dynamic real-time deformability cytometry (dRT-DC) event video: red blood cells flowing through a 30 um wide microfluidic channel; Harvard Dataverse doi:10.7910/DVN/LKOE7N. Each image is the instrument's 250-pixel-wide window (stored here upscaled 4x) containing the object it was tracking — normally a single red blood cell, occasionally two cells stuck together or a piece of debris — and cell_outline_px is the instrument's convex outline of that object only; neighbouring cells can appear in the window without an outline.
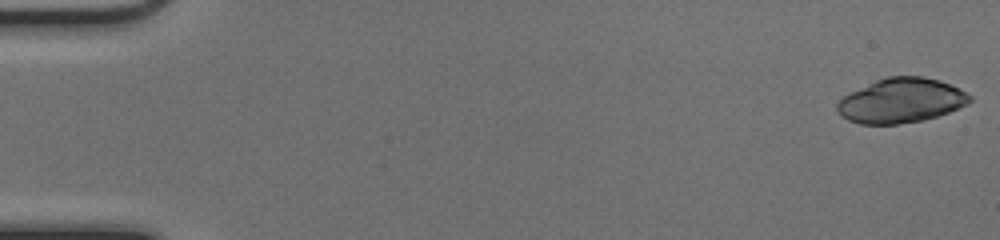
{"species": "common noctule bat (a hibernating species)", "species_latin": "Nyctalus noctula", "temperature_condition": "cold", "stored_images_in_passage": 50, "camera_frame_rate_fps": 3000, "um_per_image_px": 0.085, "animal": {"sex": "female", "body_mass_g": 17.0, "forearm_length_mm": 48.0}, "frame": {"image": 1, "passage_image": 1, "time_ms": 0.0, "image_size_px": [1000, 240], "cell_outline_px": [[972, 100], [968, 104], [948, 112], [924, 120], [896, 124], [860, 124], [848, 120], [840, 116], [836, 108], [836, 104], [844, 96], [876, 80], [888, 76], [924, 76], [940, 80], [972, 96]], "centroid_in_image_um": [76.58, 8.55], "position_along_channel_um": 8.4, "area_um2": 34.22}}
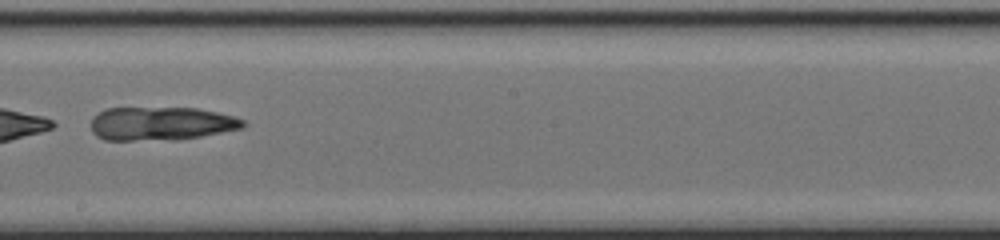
{"frame": {"image": 2, "passage_image": 30, "time_ms": 9.667, "image_size_px": [1000, 240], "cell_outline_px": [[248, 124], [244, 128], [200, 136], [176, 140], [104, 140], [96, 136], [92, 132], [92, 116], [108, 108], [196, 108], [216, 112], [232, 116], [244, 120]], "centroid_in_image_um": [13.69, 10.51], "position_along_channel_um": 234.5, "area_um2": 29.77}}
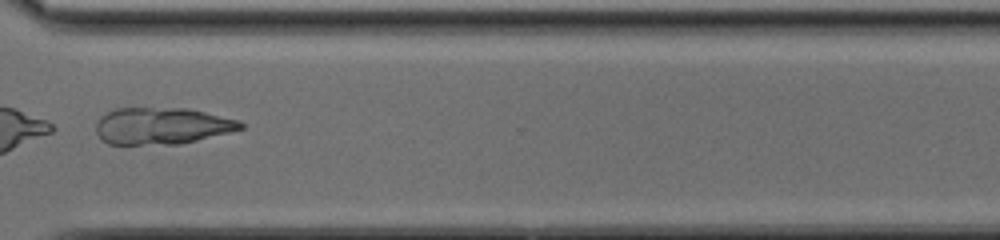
{"frame": {"image": 3, "passage_image": 39, "time_ms": 12.667, "image_size_px": [1000, 240], "cell_outline_px": [[244, 128], [180, 144], [108, 144], [100, 140], [96, 132], [96, 124], [100, 116], [116, 108], [188, 108], [240, 120], [244, 124]], "centroid_in_image_um": [13.73, 10.7], "position_along_channel_um": 356.9, "area_um2": 30.98}}